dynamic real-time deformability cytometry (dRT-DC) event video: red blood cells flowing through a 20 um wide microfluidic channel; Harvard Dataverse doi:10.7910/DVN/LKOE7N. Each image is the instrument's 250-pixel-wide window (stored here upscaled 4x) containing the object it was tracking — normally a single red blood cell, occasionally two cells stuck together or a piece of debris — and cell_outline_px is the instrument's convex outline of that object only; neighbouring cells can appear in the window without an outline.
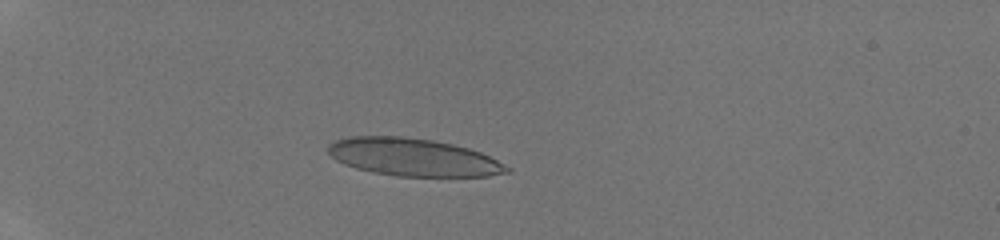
{"species": "human", "species_latin": "Homo sapiens", "temperature_condition": "room temperature", "stored_images_in_passage": 45, "camera_frame_rate_fps": 3000, "um_per_image_px": 0.085, "donor": {"sex": "male"}, "frame": {"image": 1, "passage_image": 14, "time_ms": 4.333, "image_size_px": [1000, 240], "cell_outline_px": [[512, 172], [488, 176], [396, 176], [372, 172], [356, 168], [344, 164], [336, 160], [328, 152], [328, 144], [336, 140], [352, 136], [404, 136], [432, 140], [452, 144], [468, 148], [480, 152], [512, 168]], "centroid_in_image_um": [35.13, 13.36], "position_along_channel_um": 49.9, "area_um2": 39.19}}
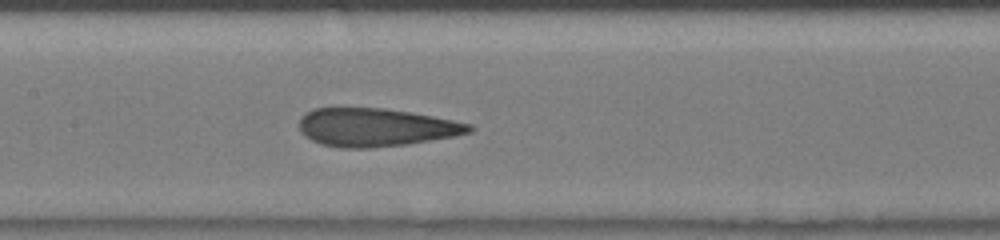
{"frame": {"image": 2, "passage_image": 25, "time_ms": 8.0, "image_size_px": [1000, 240], "cell_outline_px": [[476, 128], [472, 132], [452, 136], [404, 144], [372, 148], [340, 148], [320, 144], [304, 136], [300, 132], [300, 116], [304, 112], [312, 108], [384, 108], [432, 116], [472, 124]], "centroid_in_image_um": [31.89, 10.82], "position_along_channel_um": 175.5, "area_um2": 37.8}}
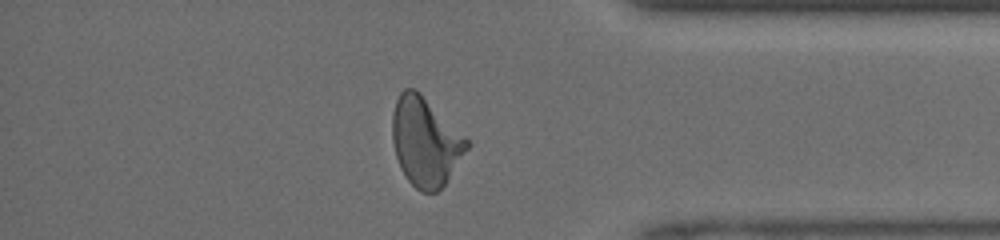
{"frame": {"image": 3, "passage_image": 40, "time_ms": 13.0, "image_size_px": [1000, 240], "cell_outline_px": [[468, 148], [444, 184], [436, 192], [420, 192], [408, 180], [400, 168], [396, 156], [392, 140], [392, 112], [396, 100], [400, 92], [404, 88], [416, 88], [468, 140]], "centroid_in_image_um": [36.11, 12.03], "position_along_channel_um": 399.1, "area_um2": 38.09}}